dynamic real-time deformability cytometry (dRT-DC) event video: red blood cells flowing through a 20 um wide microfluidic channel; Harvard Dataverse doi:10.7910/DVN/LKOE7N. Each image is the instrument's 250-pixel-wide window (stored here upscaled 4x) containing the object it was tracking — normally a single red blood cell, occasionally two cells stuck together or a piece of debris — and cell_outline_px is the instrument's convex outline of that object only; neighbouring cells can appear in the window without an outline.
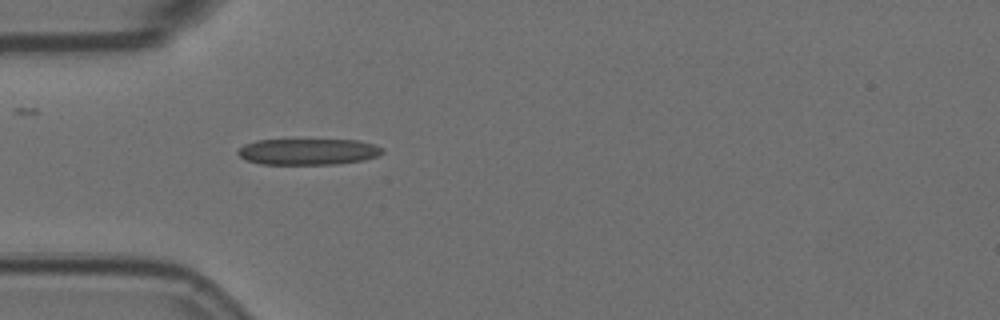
{"species": "Egyptian fruit bat (a non-hibernating species)", "species_latin": "Rousettus aegyptiacus", "temperature_condition": "room temperature", "stored_images_in_passage": 3, "camera_frame_rate_fps": 3000, "um_per_image_px": 0.085, "animal": {"sex": "female"}, "frame": {"image": 1, "passage_image": 3, "time_ms": 0.667, "image_size_px": [1000, 320], "cell_outline_px": [[384, 152], [376, 156], [364, 160], [336, 164], [260, 164], [248, 160], [240, 156], [236, 152], [244, 144], [256, 140], [360, 140], [372, 144], [380, 148]], "centroid_in_image_um": [26.17, 12.89], "position_along_channel_um": 58.8, "area_um2": 21.91}}